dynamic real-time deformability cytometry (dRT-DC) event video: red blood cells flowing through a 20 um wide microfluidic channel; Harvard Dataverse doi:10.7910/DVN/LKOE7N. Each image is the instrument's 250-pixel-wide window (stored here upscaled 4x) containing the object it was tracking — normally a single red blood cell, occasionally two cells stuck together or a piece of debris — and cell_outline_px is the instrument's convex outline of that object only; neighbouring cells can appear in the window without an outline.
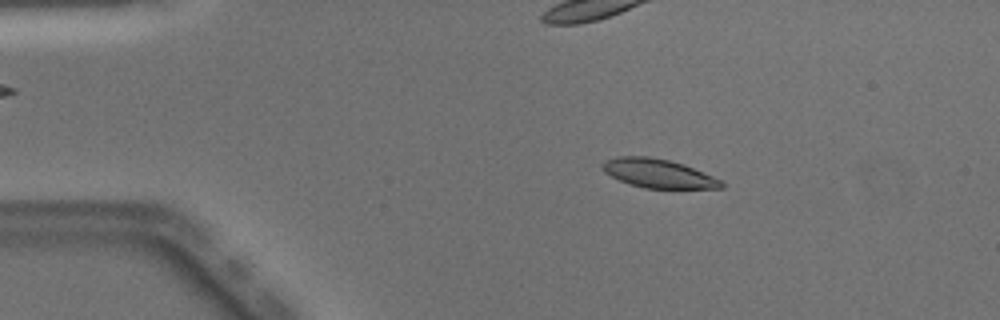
{"species": "Egyptian fruit bat (a non-hibernating species)", "species_latin": "Rousettus aegyptiacus", "temperature_condition": "warm", "stored_images_in_passage": 42, "camera_frame_rate_fps": 3000, "um_per_image_px": 0.085, "animal": {"sex": "male"}, "frame": {"image": 1, "passage_image": 1, "time_ms": 0.0, "image_size_px": [1000, 320], "cell_outline_px": [[724, 188], [644, 188], [628, 184], [604, 172], [600, 164], [604, 160], [616, 156], [648, 156], [668, 160], [684, 164], [724, 180]], "centroid_in_image_um": [55.96, 14.73], "position_along_channel_um": 29.0, "area_um2": 20.17}, "authors_computed_cell_mechanics": {"area_um2": 21.0392, "velocity_mm_per_s": 4.0292, "shape_relaxation_time_tau1_ms": 2.8336, "shape_relaxation_time_tau2_ms": 3.8784, "deformation_change_tau1": 0.1044, "deformation_change_tau2": 0.1036}}